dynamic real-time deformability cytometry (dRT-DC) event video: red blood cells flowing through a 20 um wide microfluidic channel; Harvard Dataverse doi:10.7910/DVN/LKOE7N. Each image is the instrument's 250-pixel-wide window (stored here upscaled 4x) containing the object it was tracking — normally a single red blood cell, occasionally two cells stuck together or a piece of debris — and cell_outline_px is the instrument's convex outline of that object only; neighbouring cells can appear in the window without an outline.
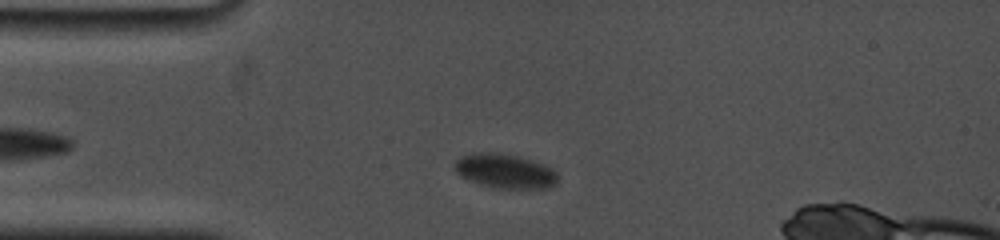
{"species": "common noctule bat (a hibernating species)", "species_latin": "Nyctalus noctula", "temperature_condition": "cold", "stored_images_in_passage": 19, "camera_frame_rate_fps": 5000, "um_per_image_px": 0.085, "animal": {"sex": "female", "body_mass_g": 19.0, "forearm_length_mm": 53.3}, "frame": {"image": 1, "passage_image": 8, "time_ms": 2.2, "image_size_px": [1000, 240], "cell_outline_px": [[556, 184], [548, 188], [496, 188], [480, 184], [468, 180], [460, 176], [452, 168], [456, 160], [460, 156], [472, 152], [496, 152], [516, 156], [532, 160], [544, 164], [552, 168], [556, 172]], "centroid_in_image_um": [42.87, 14.53], "position_along_channel_um": 42.1, "area_um2": 20.81}}
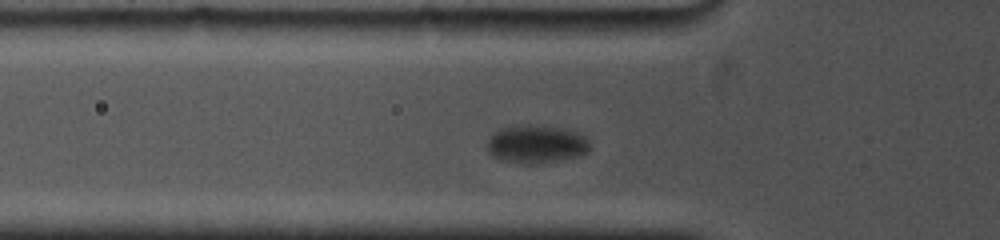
{"frame": {"image": 2, "passage_image": 15, "time_ms": 4.0, "image_size_px": [1000, 240], "cell_outline_px": [[588, 152], [580, 156], [528, 164], [500, 160], [492, 156], [488, 152], [488, 140], [500, 128], [512, 124], [528, 124], [564, 128], [576, 132], [584, 136], [588, 140]], "centroid_in_image_um": [45.56, 12.22], "position_along_channel_um": 80.2, "area_um2": 22.72}}
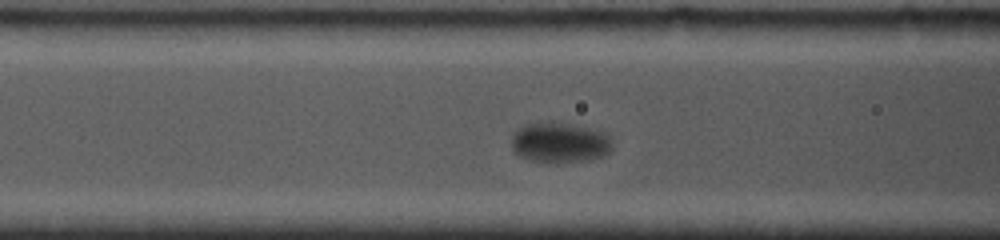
{"frame": {"image": 3, "passage_image": 19, "time_ms": 5.2, "image_size_px": [1000, 240], "cell_outline_px": [[612, 148], [608, 152], [600, 156], [588, 160], [528, 160], [520, 156], [512, 148], [512, 136], [516, 128], [524, 124], [552, 120], [588, 128], [604, 132], [612, 140]], "centroid_in_image_um": [47.54, 12.05], "position_along_channel_um": 119.1, "area_um2": 23.29}}